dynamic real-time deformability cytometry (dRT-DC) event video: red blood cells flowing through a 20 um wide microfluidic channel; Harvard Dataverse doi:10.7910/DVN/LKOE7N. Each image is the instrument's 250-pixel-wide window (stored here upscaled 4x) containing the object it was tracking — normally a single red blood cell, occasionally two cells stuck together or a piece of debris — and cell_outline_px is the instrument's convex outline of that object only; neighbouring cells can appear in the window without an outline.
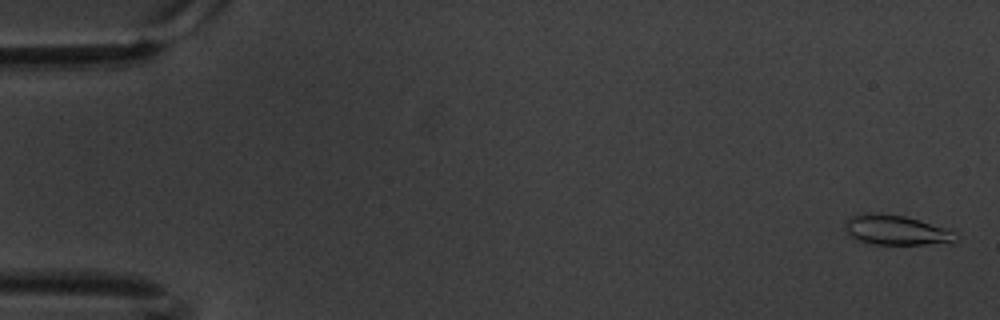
{"species": "common noctule bat (a hibernating species)", "species_latin": "Nyctalus noctula", "temperature_condition": "warm", "stored_images_in_passage": 61, "camera_frame_rate_fps": 3000, "um_per_image_px": 0.085, "animal": {"sex": "male", "body_mass_g": 20.1, "forearm_length_mm": 53.5}, "frame": {"image": 1, "passage_image": 2, "time_ms": 0.333, "image_size_px": [1000, 320], "cell_outline_px": [[960, 236], [952, 244], [872, 244], [860, 240], [852, 236], [844, 228], [844, 224], [852, 216], [880, 212], [904, 216], [944, 228]], "centroid_in_image_um": [76.22, 19.57], "position_along_channel_um": 8.8, "area_um2": 18.96}}
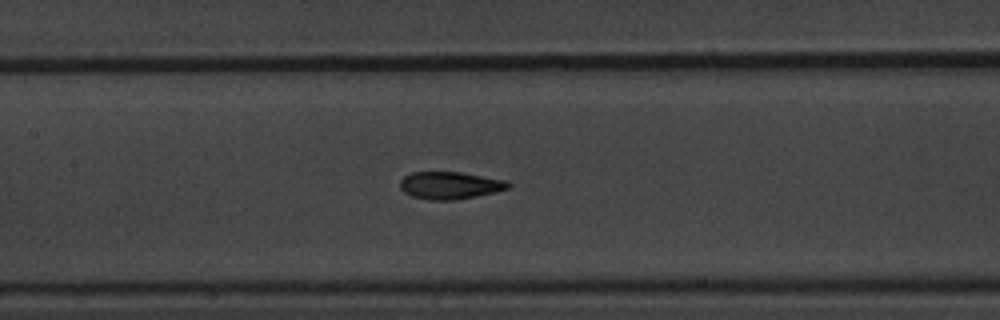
{"frame": {"image": 2, "passage_image": 29, "time_ms": 9.333, "image_size_px": [1000, 320], "cell_outline_px": [[512, 184], [508, 188], [496, 192], [456, 200], [428, 200], [412, 196], [404, 192], [400, 188], [400, 180], [404, 176], [412, 172], [460, 172], [508, 180]], "centroid_in_image_um": [38.26, 15.75], "position_along_channel_um": 169.1, "area_um2": 17.4}}
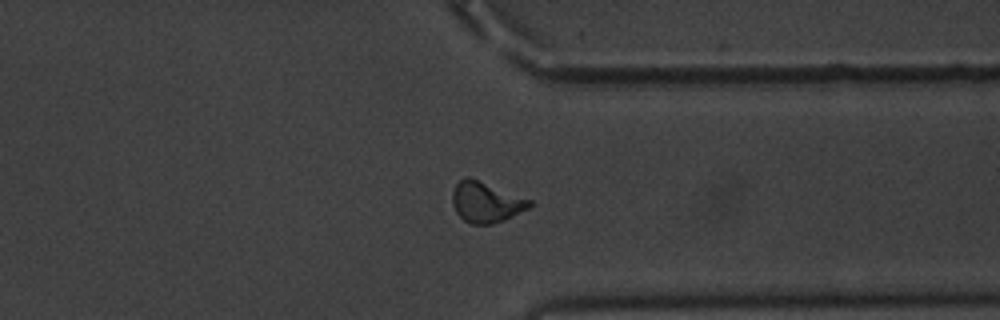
{"frame": {"image": 3, "passage_image": 47, "time_ms": 15.333, "image_size_px": [1000, 320], "cell_outline_px": [[532, 204], [528, 208], [504, 220], [492, 224], [472, 224], [464, 220], [456, 212], [452, 204], [452, 192], [456, 184], [460, 180], [468, 176], [532, 200]], "centroid_in_image_um": [41.29, 17.18], "position_along_channel_um": 370.1, "area_um2": 18.09}, "authors_computed_cell_mechanics": {"area_um2": 17.5712, "velocity_mm_per_s": 3.3747, "shape_relaxation_time_tau1_ms": 5.0082, "shape_relaxation_time_tau2_ms": 2.2261, "deformation_change_tau1": 0.1695, "deformation_change_tau2": 0.0811}}